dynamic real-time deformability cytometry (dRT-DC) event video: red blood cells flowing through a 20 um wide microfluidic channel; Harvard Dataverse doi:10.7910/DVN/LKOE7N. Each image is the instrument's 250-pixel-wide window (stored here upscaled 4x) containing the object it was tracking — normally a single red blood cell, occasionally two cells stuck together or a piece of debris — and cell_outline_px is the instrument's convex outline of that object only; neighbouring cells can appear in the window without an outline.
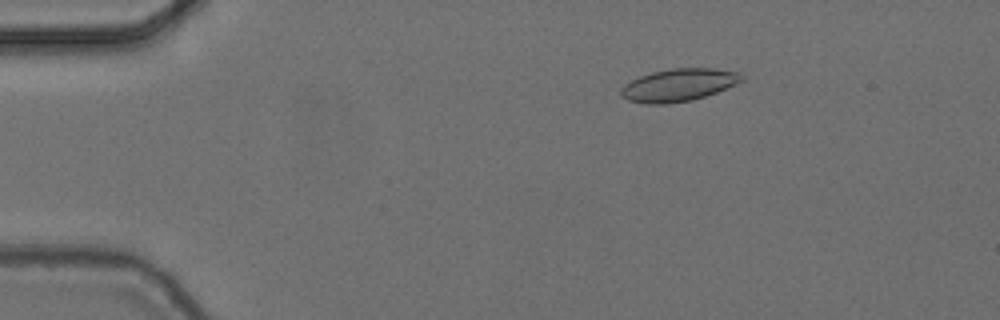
{"species": "common noctule bat (a hibernating species)", "species_latin": "Nyctalus noctula", "temperature_condition": "cold", "stored_images_in_passage": 56, "camera_frame_rate_fps": 3000, "um_per_image_px": 0.085, "animal": {"sex": "female", "body_mass_g": 24.6, "forearm_length_mm": 56.2}, "frame": {"image": 1, "passage_image": 10, "time_ms": 3.0, "image_size_px": [1000, 320], "cell_outline_px": [[744, 80], [716, 92], [692, 100], [668, 104], [644, 104], [628, 100], [620, 96], [620, 88], [624, 84], [640, 76], [652, 72], [672, 68], [716, 68], [740, 72], [744, 76]], "centroid_in_image_um": [57.66, 7.22], "position_along_channel_um": 27.3, "area_um2": 23.06}}
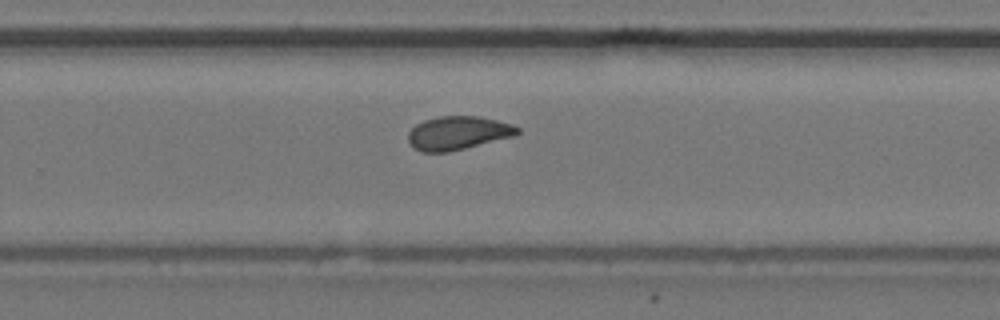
{"frame": {"image": 2, "passage_image": 37, "time_ms": 12.0, "image_size_px": [1000, 320], "cell_outline_px": [[520, 132], [512, 136], [448, 152], [420, 152], [412, 148], [408, 140], [408, 132], [416, 124], [424, 120], [440, 116], [480, 116], [512, 124], [520, 128]], "centroid_in_image_um": [38.88, 11.3], "position_along_channel_um": 290.9, "area_um2": 21.27}}
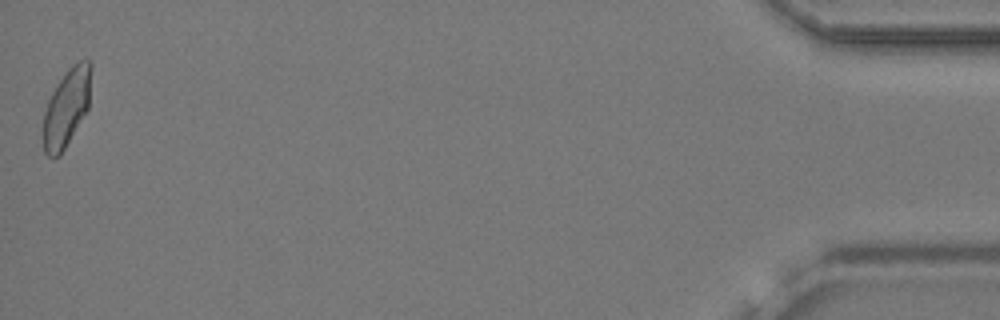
{"frame": {"image": 3, "passage_image": 56, "time_ms": 18.333, "image_size_px": [1000, 320], "cell_outline_px": [[92, 68], [88, 108], [60, 156], [48, 156], [44, 152], [44, 112], [48, 100], [52, 92], [64, 72], [72, 64], [80, 60], [88, 60], [92, 64]], "centroid_in_image_um": [5.67, 9.09], "position_along_channel_um": 429.5, "area_um2": 21.5}, "authors_computed_cell_mechanics": {"area_um2": 21.5305, "velocity_mm_per_s": 3.698, "shape_relaxation_time_tau1_ms": 8.0629, "shape_relaxation_time_tau2_ms": 2.1906, "deformation_change_tau1": 0.1778, "deformation_change_tau2": 0.0745}}